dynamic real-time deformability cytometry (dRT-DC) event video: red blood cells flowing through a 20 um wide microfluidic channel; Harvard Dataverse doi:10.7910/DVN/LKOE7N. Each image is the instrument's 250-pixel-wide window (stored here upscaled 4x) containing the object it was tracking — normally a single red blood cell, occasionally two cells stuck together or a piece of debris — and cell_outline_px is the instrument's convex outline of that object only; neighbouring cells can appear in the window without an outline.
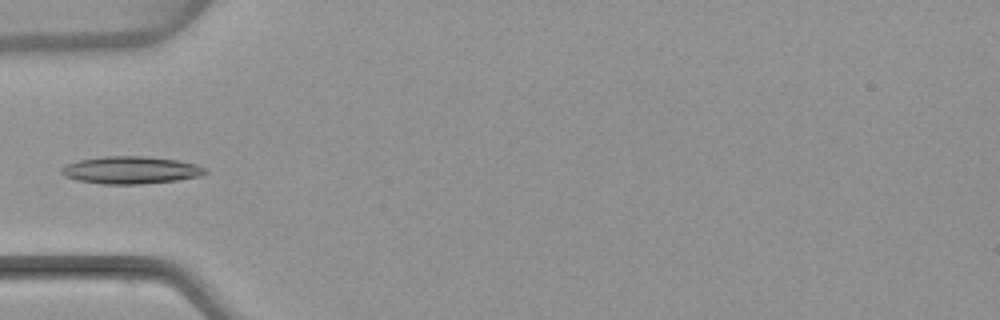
{"species": "common noctule bat (a hibernating species)", "species_latin": "Nyctalus noctula", "temperature_condition": "warm", "stored_images_in_passage": 5, "camera_frame_rate_fps": 3000, "um_per_image_px": 0.085, "animal": {"sex": "female", "body_mass_g": 22.7, "forearm_length_mm": 54.2}, "frame": {"image": 1, "passage_image": 5, "time_ms": 5.667, "image_size_px": [1000, 320], "cell_outline_px": [[208, 172], [200, 176], [176, 180], [140, 184], [104, 184], [76, 180], [64, 176], [60, 172], [60, 168], [68, 164], [80, 160], [104, 156], [148, 156], [176, 160], [196, 164], [208, 168]], "centroid_in_image_um": [11.13, 14.45], "position_along_channel_um": 73.9, "area_um2": 23.0}}